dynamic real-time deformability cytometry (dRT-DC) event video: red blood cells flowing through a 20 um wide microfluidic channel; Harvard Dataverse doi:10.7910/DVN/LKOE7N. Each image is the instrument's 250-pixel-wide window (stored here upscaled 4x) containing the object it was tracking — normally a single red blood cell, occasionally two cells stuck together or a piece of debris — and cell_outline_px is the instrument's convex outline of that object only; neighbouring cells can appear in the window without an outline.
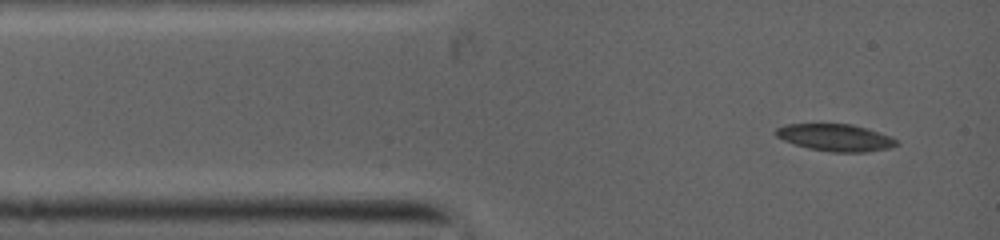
{"species": "common noctule bat (a hibernating species)", "species_latin": "Nyctalus noctula", "temperature_condition": "warm", "stored_images_in_passage": 26, "camera_frame_rate_fps": 5000, "um_per_image_px": 0.085, "animal": {"sex": "female", "body_mass_g": 19.0, "forearm_length_mm": 53.3}, "frame": {"image": 1, "passage_image": 1, "time_ms": 0.0, "image_size_px": [1000, 240], "cell_outline_px": [[896, 144], [888, 148], [864, 152], [836, 152], [808, 148], [784, 140], [776, 136], [776, 128], [788, 124], [848, 124], [864, 128], [888, 136], [896, 140]], "centroid_in_image_um": [70.95, 11.69], "position_along_channel_um": 14.0, "area_um2": 18.38}}
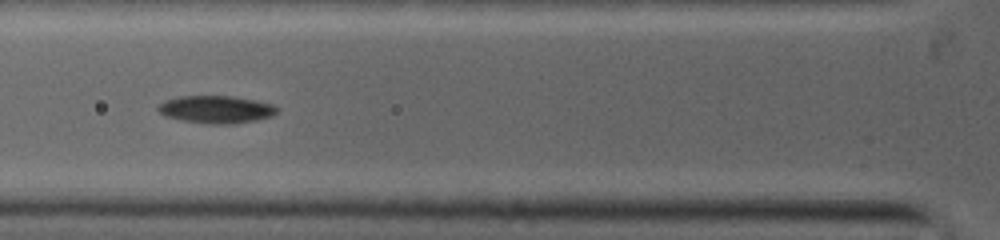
{"frame": {"image": 2, "passage_image": 16, "time_ms": 3.0, "image_size_px": [1000, 240], "cell_outline_px": [[276, 112], [268, 116], [256, 120], [232, 124], [212, 124], [184, 120], [164, 116], [160, 112], [160, 104], [164, 100], [180, 96], [232, 96], [272, 104], [276, 108]], "centroid_in_image_um": [18.34, 9.3], "position_along_channel_um": 107.5, "area_um2": 18.61}}
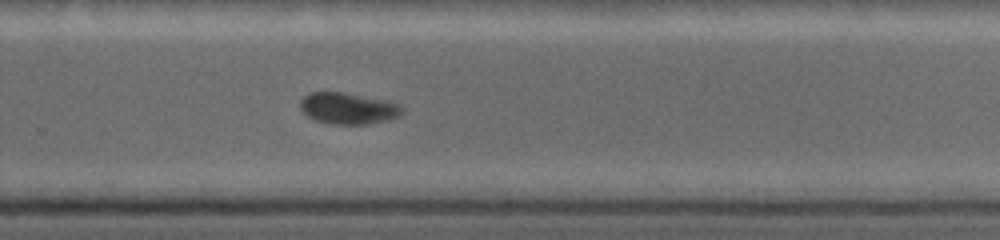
{"frame": {"image": 3, "passage_image": 26, "time_ms": 7.4, "image_size_px": [1000, 240], "cell_outline_px": [[404, 108], [396, 116], [388, 120], [364, 124], [336, 124], [316, 120], [308, 116], [300, 108], [300, 100], [304, 96], [312, 92], [344, 92], [396, 104]], "centroid_in_image_um": [29.51, 9.21], "position_along_channel_um": 300.3, "area_um2": 17.98}}